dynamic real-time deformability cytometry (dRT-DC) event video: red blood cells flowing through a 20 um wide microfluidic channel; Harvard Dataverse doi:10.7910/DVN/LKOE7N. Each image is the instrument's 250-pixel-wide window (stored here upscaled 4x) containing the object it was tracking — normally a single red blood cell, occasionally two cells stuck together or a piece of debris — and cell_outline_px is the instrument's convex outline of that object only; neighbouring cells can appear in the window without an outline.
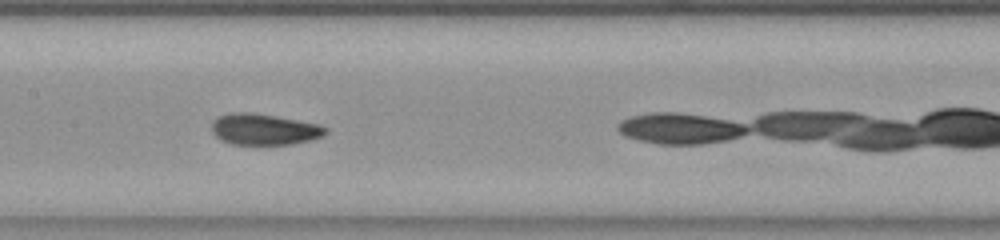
{"species": "common noctule bat (a hibernating species)", "species_latin": "Nyctalus noctula", "temperature_condition": "room temperature", "stored_images_in_passage": 39, "camera_frame_rate_fps": 3000, "um_per_image_px": 0.085, "animal": {"sex": "female", "body_mass_g": 23.0, "forearm_length_mm": 53.4}, "frame": {"image": 1, "passage_image": 10, "time_ms": 3.0, "image_size_px": [1000, 240], "cell_outline_px": [[328, 132], [324, 136], [292, 144], [232, 144], [220, 140], [212, 132], [212, 120], [220, 116], [232, 112], [252, 112], [320, 124], [328, 128]], "centroid_in_image_um": [22.45, 10.99], "position_along_channel_um": 184.9, "area_um2": 20.69}}
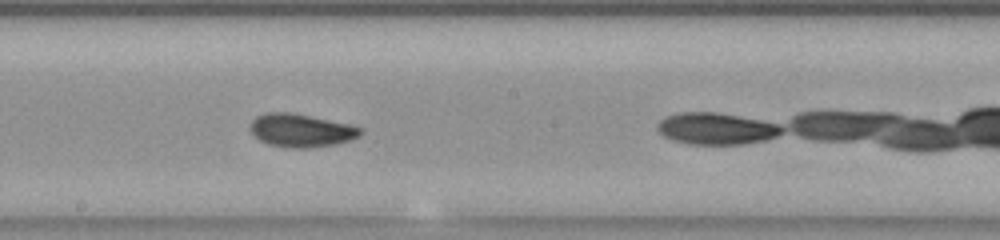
{"frame": {"image": 2, "passage_image": 13, "time_ms": 4.0, "image_size_px": [1000, 240], "cell_outline_px": [[364, 132], [360, 136], [352, 140], [336, 144], [308, 148], [288, 148], [268, 144], [260, 140], [252, 132], [252, 120], [256, 116], [264, 112], [292, 112], [348, 124], [364, 128]], "centroid_in_image_um": [25.64, 11.09], "position_along_channel_um": 222.6, "area_um2": 21.39}}
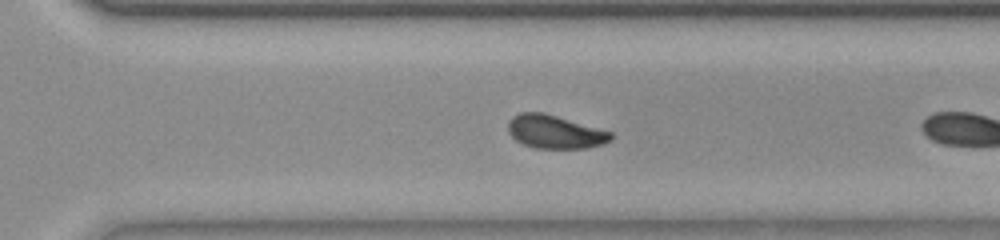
{"frame": {"image": 3, "passage_image": 21, "time_ms": 6.667, "image_size_px": [1000, 240], "cell_outline_px": [[612, 140], [588, 148], [536, 148], [524, 144], [516, 140], [508, 132], [508, 120], [512, 116], [520, 112], [544, 112], [612, 132]], "centroid_in_image_um": [47.14, 11.19], "position_along_channel_um": 323.5, "area_um2": 19.94}, "authors_computed_cell_mechanics": {"area_um2": 20.6924, "velocity_mm_per_s": 3.7702, "shape_relaxation_time_tau1_ms": 1.0574, "shape_relaxation_time_tau2_ms": 0.8117, "deformation_change_tau1": 0.3082, "deformation_change_tau2": 0.0703}}